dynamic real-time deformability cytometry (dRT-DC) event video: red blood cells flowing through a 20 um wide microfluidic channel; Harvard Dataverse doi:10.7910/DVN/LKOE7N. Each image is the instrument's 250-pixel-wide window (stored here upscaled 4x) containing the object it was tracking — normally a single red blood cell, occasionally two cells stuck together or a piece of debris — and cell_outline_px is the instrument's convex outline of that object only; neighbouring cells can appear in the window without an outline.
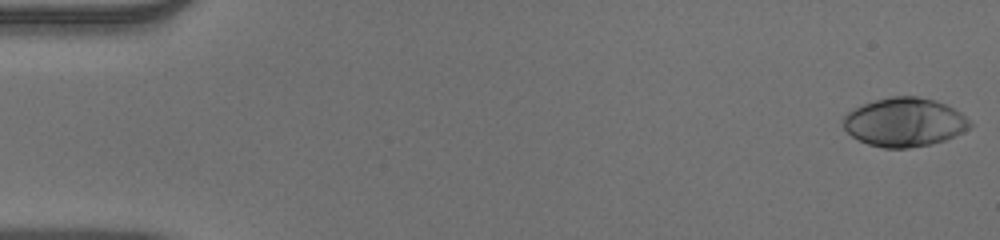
{"species": "human", "species_latin": "Homo sapiens", "temperature_condition": "warm", "stored_images_in_passage": 53, "camera_frame_rate_fps": 3000, "um_per_image_px": 0.085, "donor": {"sex": "male"}, "frame": {"image": 1, "passage_image": 1, "time_ms": 0.0, "image_size_px": [1000, 240], "cell_outline_px": [[972, 124], [968, 128], [944, 140], [928, 144], [908, 148], [884, 148], [868, 144], [852, 136], [844, 128], [844, 116], [848, 112], [864, 104], [876, 100], [892, 96], [916, 96], [936, 100], [960, 112]], "centroid_in_image_um": [76.86, 10.38], "position_along_channel_um": 8.1, "area_um2": 35.37}}
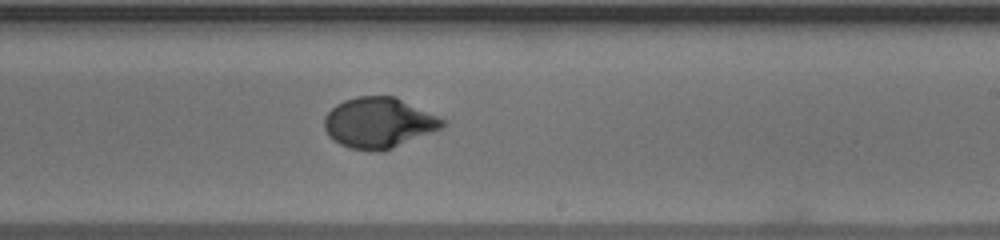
{"frame": {"image": 2, "passage_image": 32, "time_ms": 10.333, "image_size_px": [1000, 240], "cell_outline_px": [[448, 124], [432, 132], [392, 148], [380, 152], [372, 152], [352, 148], [340, 144], [332, 140], [328, 136], [324, 128], [324, 116], [336, 104], [344, 100], [356, 96], [396, 96], [448, 120]], "centroid_in_image_um": [32.2, 10.43], "position_along_channel_um": 256.8, "area_um2": 35.14}}
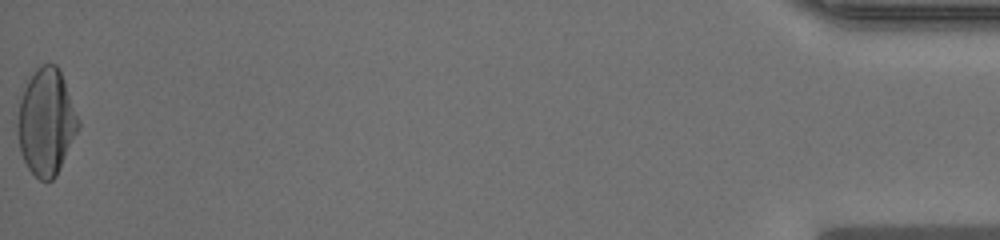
{"frame": {"image": 3, "passage_image": 53, "time_ms": 17.333, "image_size_px": [1000, 240], "cell_outline_px": [[80, 128], [56, 176], [52, 180], [40, 180], [28, 168], [20, 152], [16, 132], [16, 124], [20, 100], [24, 88], [28, 80], [36, 68], [44, 64], [56, 64], [64, 80], [80, 120]], "centroid_in_image_um": [3.93, 10.38], "position_along_channel_um": 431.3, "area_um2": 37.8}, "authors_computed_cell_mechanics": {"area_um2": 34.5644, "velocity_mm_per_s": 3.9048, "shape_relaxation_time_tau1_ms": 4.7919, "shape_relaxation_time_tau2_ms": null, "deformation_change_tau1": 0.2545, "deformation_change_tau2": null}}